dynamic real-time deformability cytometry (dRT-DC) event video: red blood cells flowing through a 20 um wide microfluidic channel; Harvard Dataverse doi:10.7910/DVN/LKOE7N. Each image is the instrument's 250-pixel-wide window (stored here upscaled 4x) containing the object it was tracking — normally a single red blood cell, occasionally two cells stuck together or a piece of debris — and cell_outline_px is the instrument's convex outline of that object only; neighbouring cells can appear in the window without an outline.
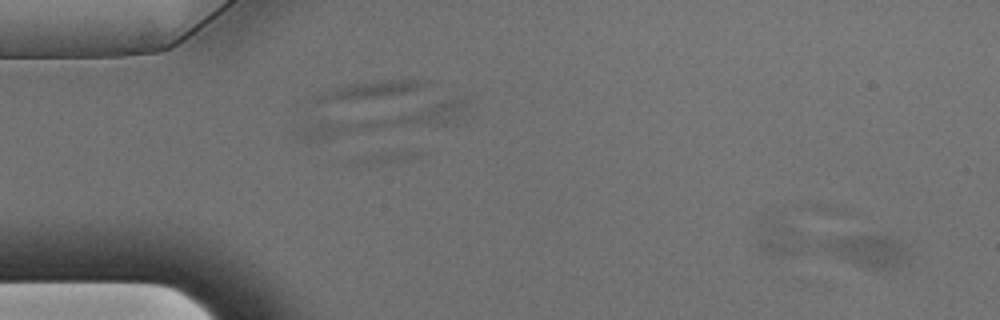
{"species": "Egyptian fruit bat (a non-hibernating species)", "species_latin": "Rousettus aegyptiacus", "temperature_condition": "warm", "stored_images_in_passage": 2, "camera_frame_rate_fps": 3000, "um_per_image_px": 0.085, "animal": {"sex": "male"}, "frame": {"image": 1, "passage_image": 2, "time_ms": 0.333, "image_size_px": [1000, 320], "cell_outline_px": [[908, 264], [892, 268], [868, 268], [844, 260], [836, 256], [820, 244], [836, 236], [888, 236], [900, 240], [908, 244]], "centroid_in_image_um": [73.92, 21.31], "position_along_channel_um": 11.1, "area_um2": 15.78}}